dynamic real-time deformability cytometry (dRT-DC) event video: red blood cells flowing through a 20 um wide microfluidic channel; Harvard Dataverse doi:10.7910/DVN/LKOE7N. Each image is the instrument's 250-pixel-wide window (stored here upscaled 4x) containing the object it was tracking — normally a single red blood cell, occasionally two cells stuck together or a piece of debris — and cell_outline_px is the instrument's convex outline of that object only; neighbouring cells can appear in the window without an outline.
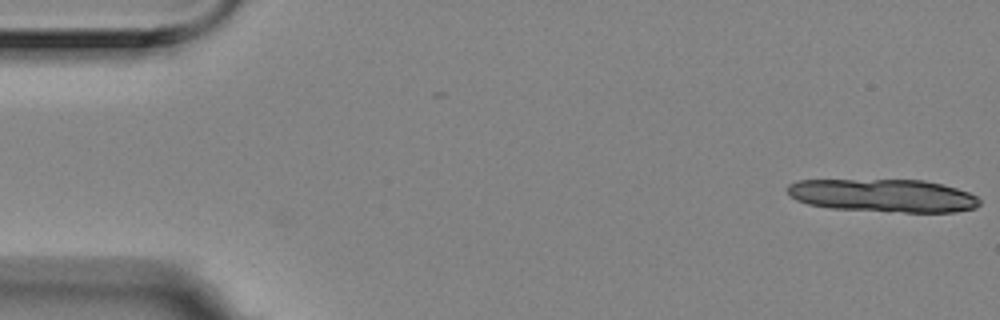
{"species": "Egyptian fruit bat (a non-hibernating species)", "species_latin": "Rousettus aegyptiacus", "temperature_condition": "room temperature", "stored_images_in_passage": 3, "camera_frame_rate_fps": 3000, "um_per_image_px": 0.085, "animal": {"sex": "female"}, "frame": {"image": 1, "passage_image": 3, "time_ms": 0.667, "image_size_px": [1000, 320], "cell_outline_px": [[980, 204], [976, 208], [956, 212], [904, 212], [828, 208], [808, 204], [796, 200], [788, 196], [784, 188], [788, 184], [796, 180], [924, 180], [956, 188], [968, 192], [976, 196], [980, 200]], "centroid_in_image_um": [75.02, 16.62], "position_along_channel_um": 10.0, "area_um2": 37.22}}